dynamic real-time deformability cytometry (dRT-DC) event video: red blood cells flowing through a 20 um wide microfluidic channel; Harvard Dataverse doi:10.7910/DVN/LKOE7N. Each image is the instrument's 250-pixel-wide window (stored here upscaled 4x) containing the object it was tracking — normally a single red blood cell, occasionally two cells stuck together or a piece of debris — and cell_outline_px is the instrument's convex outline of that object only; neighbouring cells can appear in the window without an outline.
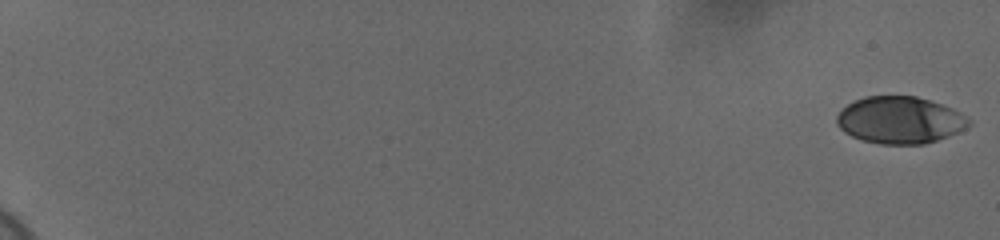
{"species": "human", "species_latin": "Homo sapiens", "temperature_condition": "cold", "stored_images_in_passage": 59, "camera_frame_rate_fps": 3000, "um_per_image_px": 0.085, "donor": {"sex": "female"}, "frame": {"image": 1, "passage_image": 1, "time_ms": 0.0, "image_size_px": [1000, 240], "cell_outline_px": [[972, 124], [948, 136], [924, 144], [880, 144], [864, 140], [852, 136], [844, 132], [836, 124], [836, 116], [848, 104], [864, 96], [916, 96], [952, 108], [960, 112], [972, 120]], "centroid_in_image_um": [76.49, 10.21], "position_along_channel_um": 8.5, "area_um2": 36.01}}
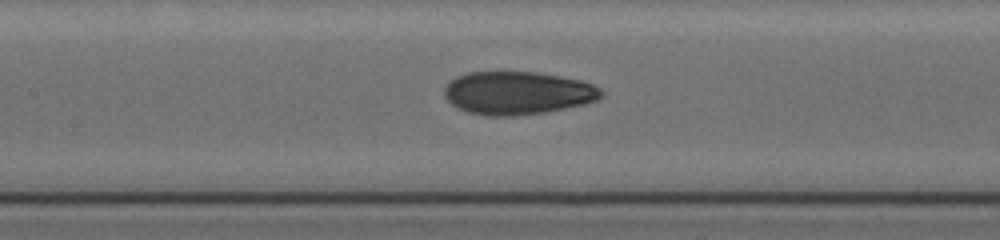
{"frame": {"image": 2, "passage_image": 32, "time_ms": 10.333, "image_size_px": [1000, 240], "cell_outline_px": [[604, 96], [600, 100], [584, 104], [544, 112], [516, 116], [488, 116], [468, 112], [452, 104], [444, 96], [444, 88], [456, 76], [468, 72], [536, 72], [560, 76], [580, 80], [592, 84], [600, 88], [604, 92]], "centroid_in_image_um": [44.03, 7.9], "position_along_channel_um": 163.4, "area_um2": 39.42}}
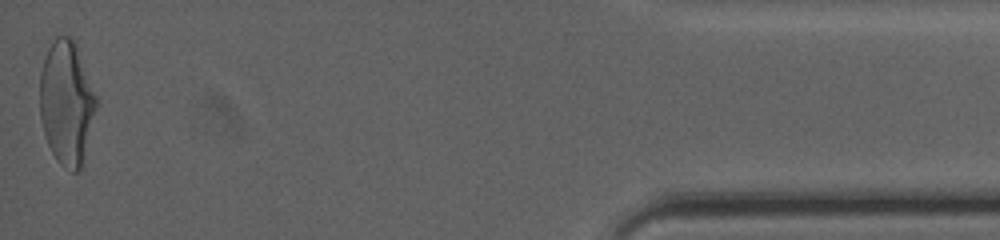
{"frame": {"image": 3, "passage_image": 59, "time_ms": 19.333, "image_size_px": [1000, 240], "cell_outline_px": [[96, 108], [80, 168], [76, 172], [72, 172], [60, 164], [56, 160], [48, 144], [44, 132], [40, 116], [40, 72], [48, 48], [56, 36], [72, 36], [76, 40], [96, 96]], "centroid_in_image_um": [5.65, 8.67], "position_along_channel_um": 429.6, "area_um2": 40.46}, "authors_computed_cell_mechanics": {"area_um2": 38.148, "velocity_mm_per_s": 3.7132, "shape_relaxation_time_tau1_ms": 5.1716, "shape_relaxation_time_tau2_ms": 1.3899, "deformation_change_tau1": 0.181, "deformation_change_tau2": 0.0703}}